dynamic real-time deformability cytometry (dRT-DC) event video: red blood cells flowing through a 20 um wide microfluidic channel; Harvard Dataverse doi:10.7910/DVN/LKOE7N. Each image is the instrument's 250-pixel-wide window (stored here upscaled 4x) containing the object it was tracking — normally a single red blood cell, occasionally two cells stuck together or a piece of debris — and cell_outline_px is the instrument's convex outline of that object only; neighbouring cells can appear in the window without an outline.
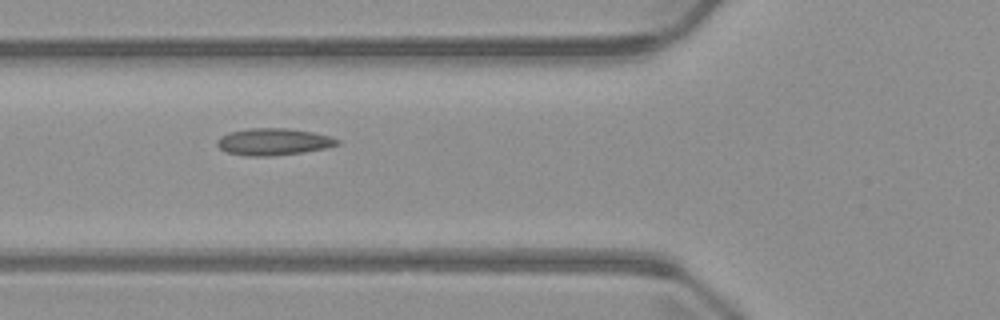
{"species": "common noctule bat (a hibernating species)", "species_latin": "Nyctalus noctula", "temperature_condition": "warm", "stored_images_in_passage": 6, "camera_frame_rate_fps": 3000, "um_per_image_px": 0.085, "animal": {"sex": "male", "body_mass_g": 23.1, "forearm_length_mm": 52.7}, "frame": {"image": 1, "passage_image": 3, "time_ms": 3.667, "image_size_px": [1000, 320], "cell_outline_px": [[340, 144], [328, 148], [304, 152], [268, 156], [248, 156], [228, 152], [220, 148], [216, 144], [216, 140], [220, 136], [228, 132], [248, 128], [292, 128], [312, 132], [328, 136], [340, 140]], "centroid_in_image_um": [23.24, 12.04], "position_along_channel_um": 102.6, "area_um2": 18.96}}
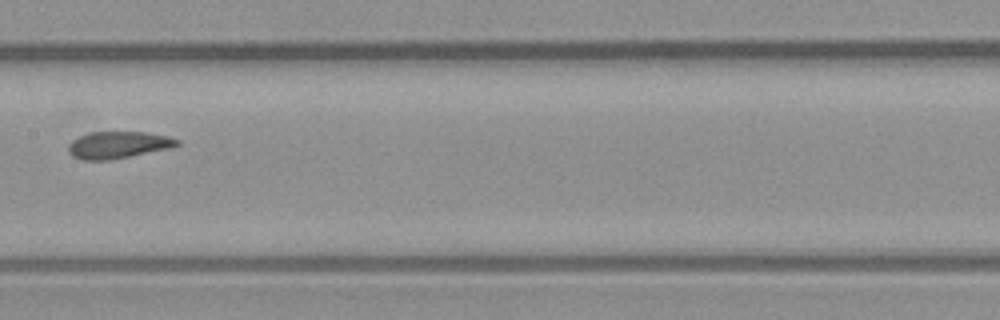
{"frame": {"image": 2, "passage_image": 5, "time_ms": 6.0, "image_size_px": [1000, 320], "cell_outline_px": [[180, 144], [168, 148], [108, 160], [84, 160], [72, 156], [68, 152], [68, 144], [72, 140], [88, 132], [148, 132], [168, 136], [180, 140]], "centroid_in_image_um": [10.01, 12.3], "position_along_channel_um": 197.4, "area_um2": 16.94}}
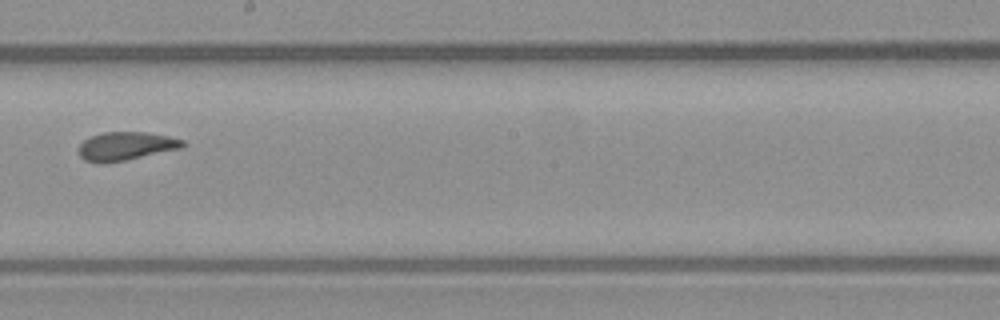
{"frame": {"image": 3, "passage_image": 6, "time_ms": 7.0, "image_size_px": [1000, 320], "cell_outline_px": [[188, 144], [184, 148], [124, 160], [84, 160], [80, 156], [80, 144], [84, 140], [92, 136], [104, 132], [144, 132], [168, 136], [184, 140]], "centroid_in_image_um": [10.82, 12.38], "position_along_channel_um": 237.4, "area_um2": 16.65}}